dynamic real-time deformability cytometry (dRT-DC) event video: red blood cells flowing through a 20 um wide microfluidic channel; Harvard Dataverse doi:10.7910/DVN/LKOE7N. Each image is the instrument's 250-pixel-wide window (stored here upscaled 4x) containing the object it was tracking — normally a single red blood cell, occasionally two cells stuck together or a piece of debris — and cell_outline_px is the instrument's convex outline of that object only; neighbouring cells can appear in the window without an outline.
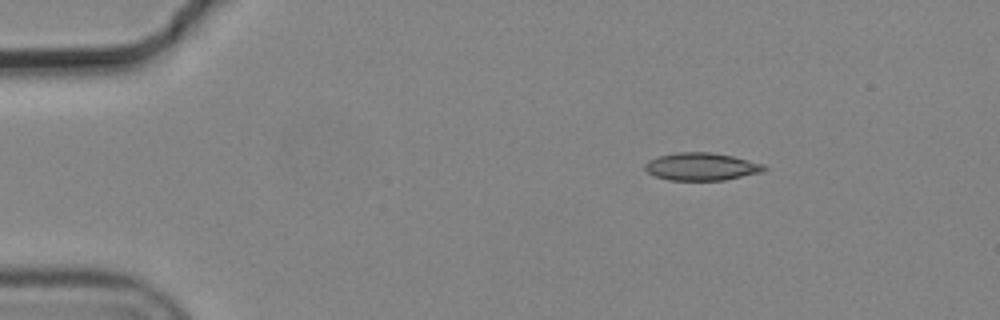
{"species": "common noctule bat (a hibernating species)", "species_latin": "Nyctalus noctula", "temperature_condition": "cold", "stored_images_in_passage": 5, "camera_frame_rate_fps": 3000, "um_per_image_px": 0.085, "animal": {"sex": "male", "body_mass_g": 19.2, "forearm_length_mm": 51.8}, "frame": {"image": 1, "passage_image": 3, "time_ms": 0.667, "image_size_px": [1000, 320], "cell_outline_px": [[768, 168], [760, 172], [724, 180], [668, 180], [656, 176], [648, 172], [644, 168], [644, 164], [648, 160], [660, 156], [676, 152], [712, 152], [732, 156], [764, 164]], "centroid_in_image_um": [59.6, 14.15], "position_along_channel_um": 25.4, "area_um2": 19.07}}